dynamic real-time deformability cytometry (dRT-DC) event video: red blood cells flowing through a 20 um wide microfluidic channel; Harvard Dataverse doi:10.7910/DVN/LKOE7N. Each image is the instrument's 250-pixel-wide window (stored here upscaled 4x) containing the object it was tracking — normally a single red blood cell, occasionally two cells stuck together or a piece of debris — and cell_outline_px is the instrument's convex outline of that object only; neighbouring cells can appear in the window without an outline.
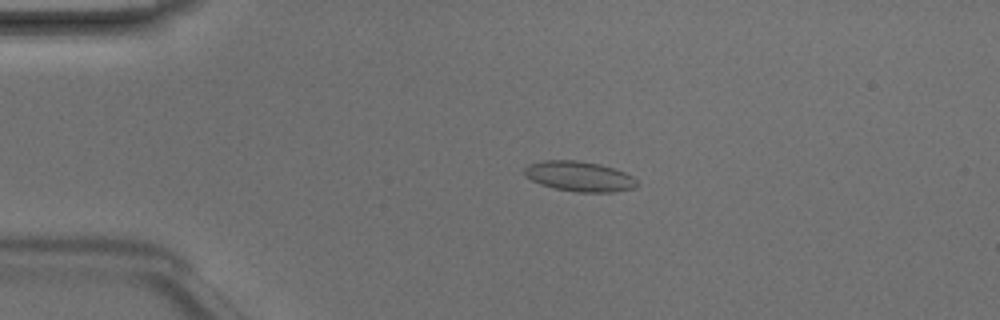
{"species": "Egyptian fruit bat (a non-hibernating species)", "species_latin": "Rousettus aegyptiacus", "temperature_condition": "room temperature", "stored_images_in_passage": 49, "camera_frame_rate_fps": 3000, "um_per_image_px": 0.085, "animal": {"sex": "male"}, "frame": {"image": 1, "passage_image": 11, "time_ms": 3.333, "image_size_px": [1000, 320], "cell_outline_px": [[636, 184], [632, 188], [612, 192], [576, 192], [552, 188], [540, 184], [524, 176], [524, 168], [528, 164], [544, 160], [576, 160], [600, 164], [624, 172], [632, 176], [636, 180]], "centroid_in_image_um": [49.18, 14.99], "position_along_channel_um": 35.8, "area_um2": 19.71}}
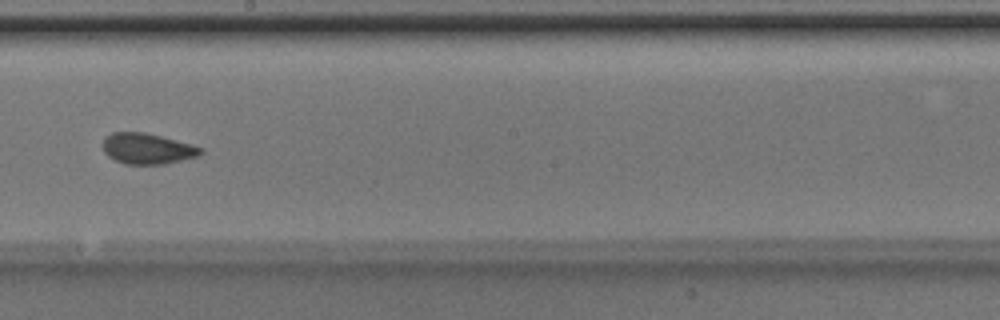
{"frame": {"image": 2, "passage_image": 28, "time_ms": 9.0, "image_size_px": [1000, 320], "cell_outline_px": [[204, 152], [200, 156], [164, 164], [124, 164], [108, 156], [104, 152], [104, 136], [112, 132], [144, 132], [192, 144], [204, 148]], "centroid_in_image_um": [12.56, 12.63], "position_along_channel_um": 235.6, "area_um2": 17.63}}
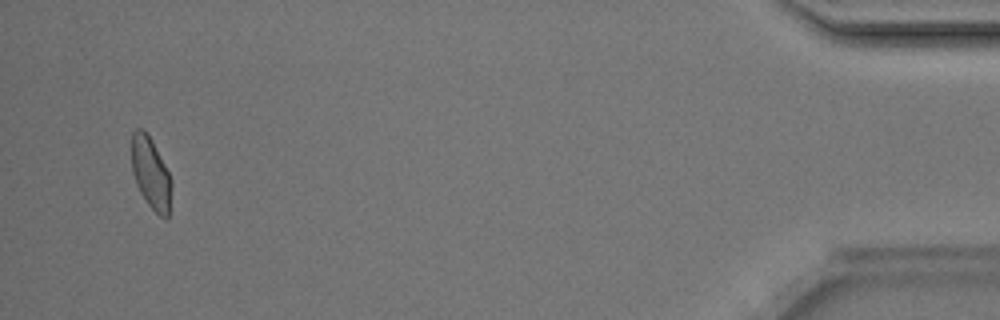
{"frame": {"image": 3, "passage_image": 47, "time_ms": 15.333, "image_size_px": [1000, 320], "cell_outline_px": [[172, 184], [168, 216], [160, 216], [148, 204], [140, 192], [136, 184], [132, 172], [132, 132], [136, 128], [144, 128], [152, 140], [172, 180]], "centroid_in_image_um": [12.8, 14.68], "position_along_channel_um": 422.4, "area_um2": 16.47}, "authors_computed_cell_mechanics": {"area_um2": 17.6868, "velocity_mm_per_s": 4.2072, "shape_relaxation_time_tau1_ms": null, "shape_relaxation_time_tau2_ms": 1.4022, "deformation_change_tau1": null, "deformation_change_tau2": 0.0516}}